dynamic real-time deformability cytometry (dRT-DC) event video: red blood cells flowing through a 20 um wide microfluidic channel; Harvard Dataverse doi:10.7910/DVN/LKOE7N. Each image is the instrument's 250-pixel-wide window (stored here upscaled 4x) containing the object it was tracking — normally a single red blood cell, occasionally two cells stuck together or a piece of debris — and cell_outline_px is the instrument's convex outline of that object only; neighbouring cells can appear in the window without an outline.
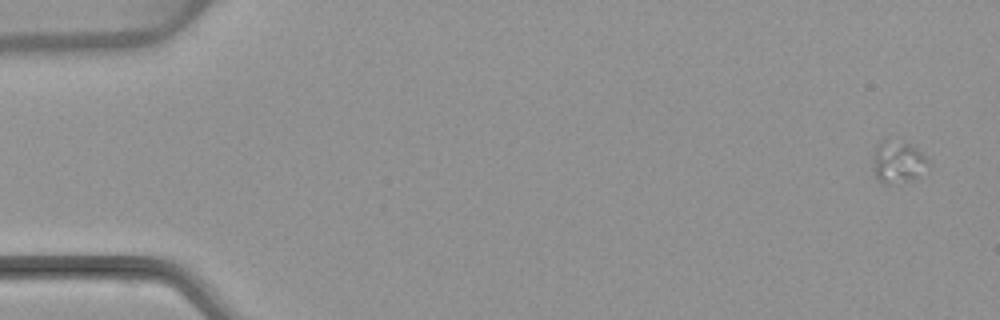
{"species": "common noctule bat (a hibernating species)", "species_latin": "Nyctalus noctula", "temperature_condition": "warm", "stored_images_in_passage": 5, "camera_frame_rate_fps": 3000, "um_per_image_px": 0.085, "animal": {"sex": "female", "body_mass_g": 22.7, "forearm_length_mm": 54.2}, "frame": {"image": 1, "passage_image": 1, "time_ms": 0.0, "image_size_px": [1000, 320], "cell_outline_px": [[932, 164], [912, 180], [888, 184], [884, 184], [876, 176], [872, 168], [872, 156], [876, 144], [884, 136], [892, 132], [916, 148]], "centroid_in_image_um": [76.27, 13.63], "position_along_channel_um": 8.7, "area_um2": 14.62}}